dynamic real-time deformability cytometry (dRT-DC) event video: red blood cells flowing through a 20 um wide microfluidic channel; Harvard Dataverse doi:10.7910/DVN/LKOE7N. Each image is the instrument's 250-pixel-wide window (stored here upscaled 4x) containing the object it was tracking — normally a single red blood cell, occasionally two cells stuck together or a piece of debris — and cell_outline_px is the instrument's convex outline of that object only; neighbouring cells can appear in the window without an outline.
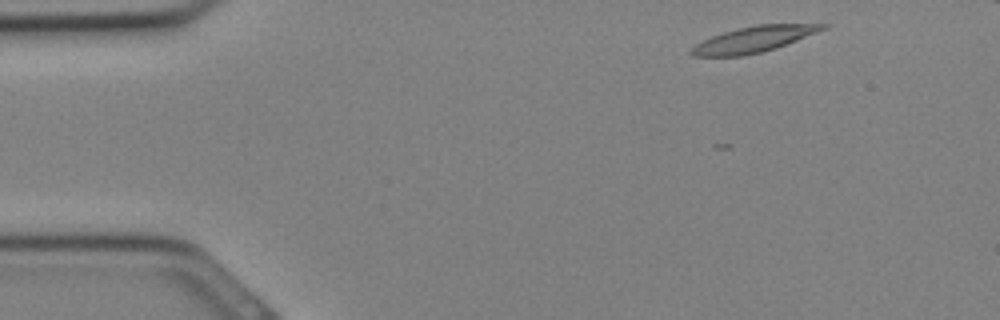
{"species": "Egyptian fruit bat (a non-hibernating species)", "species_latin": "Rousettus aegyptiacus", "temperature_condition": "cold", "stored_images_in_passage": 30, "camera_frame_rate_fps": 3000, "um_per_image_px": 0.085, "animal": {"sex": "female"}, "frame": {"image": 1, "passage_image": 2, "time_ms": 0.333, "image_size_px": [1000, 320], "cell_outline_px": [[828, 28], [776, 48], [764, 52], [740, 56], [692, 56], [688, 52], [696, 44], [712, 36], [736, 28], [756, 24], [828, 24]], "centroid_in_image_um": [64.07, 3.34], "position_along_channel_um": 20.9, "area_um2": 19.77}}
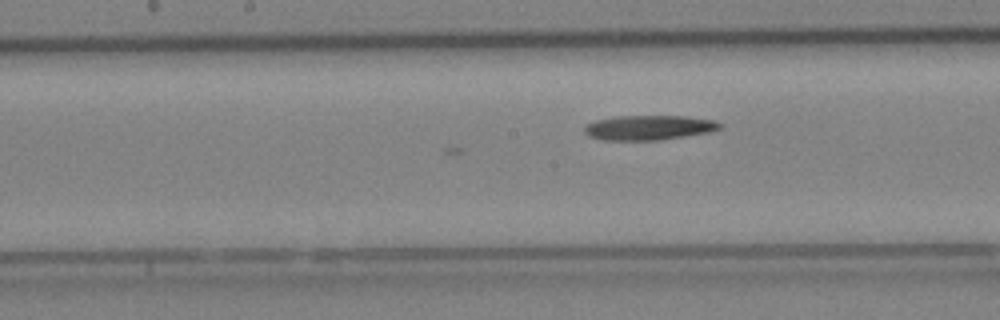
{"frame": {"image": 2, "passage_image": 14, "time_ms": 4.333, "image_size_px": [1000, 320], "cell_outline_px": [[724, 128], [708, 132], [660, 140], [600, 140], [588, 136], [584, 132], [584, 128], [588, 124], [596, 120], [616, 116], [684, 116], [716, 120], [724, 124]], "centroid_in_image_um": [55.19, 10.84], "position_along_channel_um": 193.0, "area_um2": 19.65}}
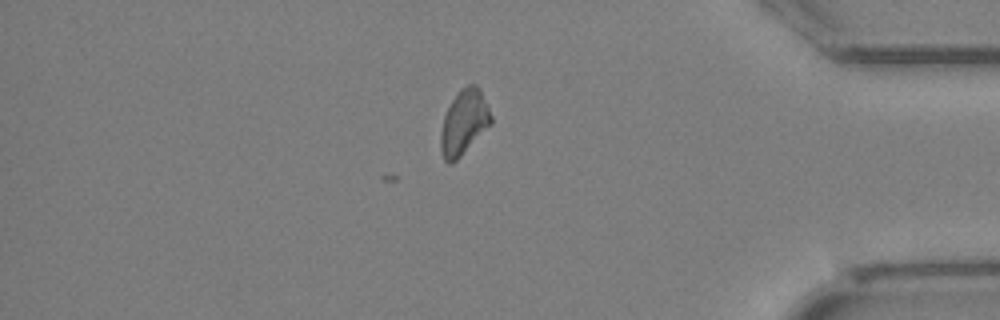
{"frame": {"image": 3, "passage_image": 25, "time_ms": 8.0, "image_size_px": [1000, 320], "cell_outline_px": [[492, 124], [452, 164], [448, 164], [444, 160], [440, 152], [440, 136], [444, 116], [452, 100], [460, 88], [468, 84], [476, 84], [480, 88], [492, 116]], "centroid_in_image_um": [39.44, 10.4], "position_along_channel_um": 395.8, "area_um2": 19.07}}